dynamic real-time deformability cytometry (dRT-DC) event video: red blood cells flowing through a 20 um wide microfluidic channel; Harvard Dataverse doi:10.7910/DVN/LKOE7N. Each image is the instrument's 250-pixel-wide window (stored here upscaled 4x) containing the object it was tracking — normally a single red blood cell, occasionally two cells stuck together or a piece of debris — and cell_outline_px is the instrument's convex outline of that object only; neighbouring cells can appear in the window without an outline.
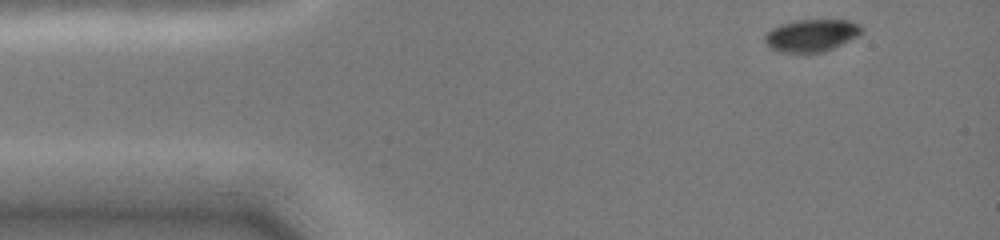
{"species": "common noctule bat (a hibernating species)", "species_latin": "Nyctalus noctula", "temperature_condition": "cold", "stored_images_in_passage": 7, "camera_frame_rate_fps": 3000, "um_per_image_px": 0.085, "animal": {"sex": "female", "body_mass_g": 19.0, "forearm_length_mm": 51.5}, "frame": {"image": 1, "passage_image": 1, "time_ms": 0.0, "image_size_px": [1000, 240], "cell_outline_px": [[860, 32], [856, 36], [824, 52], [808, 56], [804, 56], [780, 52], [772, 48], [764, 40], [764, 36], [772, 28], [780, 24], [796, 20], [848, 20], [856, 24], [860, 28]], "centroid_in_image_um": [68.88, 3.06], "position_along_channel_um": 16.1, "area_um2": 18.38}}
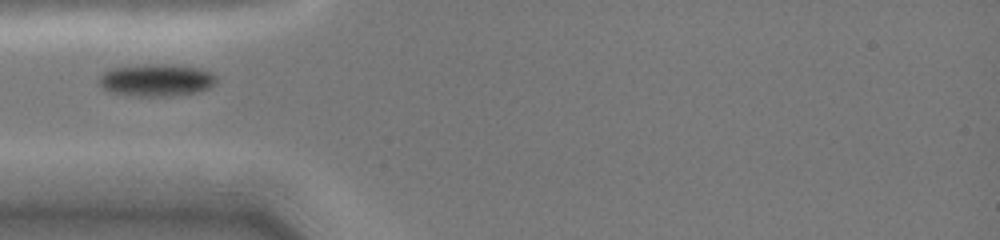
{"frame": {"image": 2, "passage_image": 6, "time_ms": 3.333, "image_size_px": [1000, 240], "cell_outline_px": [[216, 80], [208, 88], [192, 92], [172, 96], [136, 96], [108, 92], [100, 88], [100, 76], [104, 72], [112, 68], [148, 64], [172, 64], [196, 68], [208, 72], [216, 76]], "centroid_in_image_um": [13.22, 6.81], "position_along_channel_um": 71.8, "area_um2": 21.79}}